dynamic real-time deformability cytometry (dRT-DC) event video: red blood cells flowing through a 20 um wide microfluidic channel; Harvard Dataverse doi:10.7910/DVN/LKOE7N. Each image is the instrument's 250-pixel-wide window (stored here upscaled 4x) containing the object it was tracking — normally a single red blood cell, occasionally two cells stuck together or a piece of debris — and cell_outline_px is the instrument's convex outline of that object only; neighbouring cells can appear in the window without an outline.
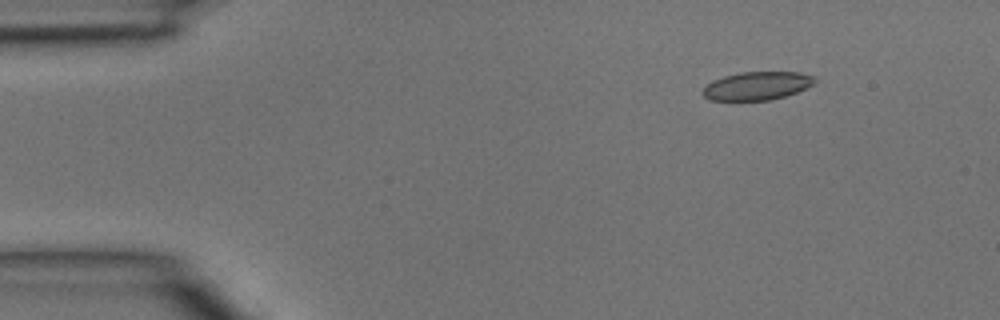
{"species": "common noctule bat (a hibernating species)", "species_latin": "Nyctalus noctula", "temperature_condition": "room temperature", "stored_images_in_passage": 3, "camera_frame_rate_fps": 3000, "um_per_image_px": 0.085, "animal": {"sex": "male", "body_mass_g": 15.6}, "frame": {"image": 1, "passage_image": 1, "time_ms": 0.0, "image_size_px": [1000, 320], "cell_outline_px": [[816, 80], [812, 84], [796, 92], [784, 96], [768, 100], [712, 100], [704, 96], [700, 92], [712, 80], [724, 76], [740, 72], [800, 72], [816, 76]], "centroid_in_image_um": [64.33, 7.28], "position_along_channel_um": 20.7, "area_um2": 18.32}}
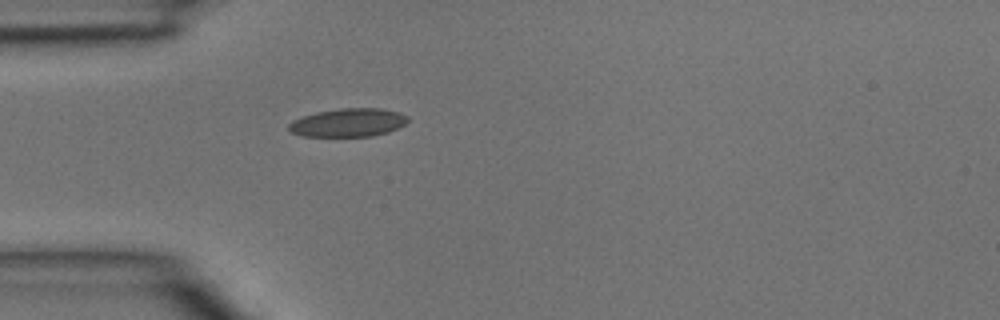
{"frame": {"image": 2, "passage_image": 3, "time_ms": 0.667, "image_size_px": [1000, 320], "cell_outline_px": [[408, 120], [404, 124], [388, 132], [372, 136], [304, 136], [292, 132], [288, 128], [288, 124], [292, 120], [316, 112], [340, 108], [380, 108], [396, 112], [408, 116]], "centroid_in_image_um": [29.58, 10.42], "position_along_channel_um": 55.4, "area_um2": 19.48}}